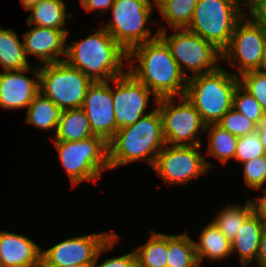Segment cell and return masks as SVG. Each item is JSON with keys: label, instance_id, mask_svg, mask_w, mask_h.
<instances>
[{"label": "cell", "instance_id": "cell-1", "mask_svg": "<svg viewBox=\"0 0 266 267\" xmlns=\"http://www.w3.org/2000/svg\"><path fill=\"white\" fill-rule=\"evenodd\" d=\"M127 71L158 99L185 95L187 78L159 36L128 52Z\"/></svg>", "mask_w": 266, "mask_h": 267}, {"label": "cell", "instance_id": "cell-2", "mask_svg": "<svg viewBox=\"0 0 266 267\" xmlns=\"http://www.w3.org/2000/svg\"><path fill=\"white\" fill-rule=\"evenodd\" d=\"M64 61L92 81H109L127 72L128 52L99 27L86 38L66 43Z\"/></svg>", "mask_w": 266, "mask_h": 267}, {"label": "cell", "instance_id": "cell-3", "mask_svg": "<svg viewBox=\"0 0 266 267\" xmlns=\"http://www.w3.org/2000/svg\"><path fill=\"white\" fill-rule=\"evenodd\" d=\"M165 145L162 118L155 104L150 113L134 124L118 129L108 142L110 169L135 161H144L153 168L158 153Z\"/></svg>", "mask_w": 266, "mask_h": 267}, {"label": "cell", "instance_id": "cell-4", "mask_svg": "<svg viewBox=\"0 0 266 267\" xmlns=\"http://www.w3.org/2000/svg\"><path fill=\"white\" fill-rule=\"evenodd\" d=\"M239 78L220 65L216 70L187 79L185 97L194 105L206 125L217 124L232 108Z\"/></svg>", "mask_w": 266, "mask_h": 267}, {"label": "cell", "instance_id": "cell-5", "mask_svg": "<svg viewBox=\"0 0 266 267\" xmlns=\"http://www.w3.org/2000/svg\"><path fill=\"white\" fill-rule=\"evenodd\" d=\"M53 145L72 187L100 181L102 173L110 170L108 142L98 135L74 142L53 141Z\"/></svg>", "mask_w": 266, "mask_h": 267}, {"label": "cell", "instance_id": "cell-6", "mask_svg": "<svg viewBox=\"0 0 266 267\" xmlns=\"http://www.w3.org/2000/svg\"><path fill=\"white\" fill-rule=\"evenodd\" d=\"M156 10L155 0H114L111 17L101 26L127 52L134 47L159 36V31L150 30V17Z\"/></svg>", "mask_w": 266, "mask_h": 267}, {"label": "cell", "instance_id": "cell-7", "mask_svg": "<svg viewBox=\"0 0 266 267\" xmlns=\"http://www.w3.org/2000/svg\"><path fill=\"white\" fill-rule=\"evenodd\" d=\"M244 7L245 0H198L186 29L222 52L229 45L236 24L246 15Z\"/></svg>", "mask_w": 266, "mask_h": 267}, {"label": "cell", "instance_id": "cell-8", "mask_svg": "<svg viewBox=\"0 0 266 267\" xmlns=\"http://www.w3.org/2000/svg\"><path fill=\"white\" fill-rule=\"evenodd\" d=\"M169 30L174 33L169 35ZM169 30L159 31V37L167 44L172 57L187 79L212 72L222 65V52L212 43L186 28ZM188 70L193 74L188 75Z\"/></svg>", "mask_w": 266, "mask_h": 267}, {"label": "cell", "instance_id": "cell-9", "mask_svg": "<svg viewBox=\"0 0 266 267\" xmlns=\"http://www.w3.org/2000/svg\"><path fill=\"white\" fill-rule=\"evenodd\" d=\"M92 82L86 74L65 61L39 66V90L61 110L82 108Z\"/></svg>", "mask_w": 266, "mask_h": 267}, {"label": "cell", "instance_id": "cell-10", "mask_svg": "<svg viewBox=\"0 0 266 267\" xmlns=\"http://www.w3.org/2000/svg\"><path fill=\"white\" fill-rule=\"evenodd\" d=\"M156 107L162 118L166 145H203L200 135L206 124L185 96L159 98Z\"/></svg>", "mask_w": 266, "mask_h": 267}, {"label": "cell", "instance_id": "cell-11", "mask_svg": "<svg viewBox=\"0 0 266 267\" xmlns=\"http://www.w3.org/2000/svg\"><path fill=\"white\" fill-rule=\"evenodd\" d=\"M203 145H165L158 153L153 170L169 186L187 185L207 175L214 166L201 151Z\"/></svg>", "mask_w": 266, "mask_h": 267}, {"label": "cell", "instance_id": "cell-12", "mask_svg": "<svg viewBox=\"0 0 266 267\" xmlns=\"http://www.w3.org/2000/svg\"><path fill=\"white\" fill-rule=\"evenodd\" d=\"M222 62L228 70H236L230 72L237 77L263 69V28L245 15L236 24L229 45L222 51Z\"/></svg>", "mask_w": 266, "mask_h": 267}, {"label": "cell", "instance_id": "cell-13", "mask_svg": "<svg viewBox=\"0 0 266 267\" xmlns=\"http://www.w3.org/2000/svg\"><path fill=\"white\" fill-rule=\"evenodd\" d=\"M115 233V230L112 229L109 231L105 230L102 232L72 236L55 243L48 249L42 248L41 267L91 265L100 248Z\"/></svg>", "mask_w": 266, "mask_h": 267}, {"label": "cell", "instance_id": "cell-14", "mask_svg": "<svg viewBox=\"0 0 266 267\" xmlns=\"http://www.w3.org/2000/svg\"><path fill=\"white\" fill-rule=\"evenodd\" d=\"M111 82V85L113 84L112 99L117 130L134 124L142 116L150 113L152 110L148 109V105L152 98L155 102L154 105L158 102L157 96L128 71L113 78Z\"/></svg>", "mask_w": 266, "mask_h": 267}, {"label": "cell", "instance_id": "cell-15", "mask_svg": "<svg viewBox=\"0 0 266 267\" xmlns=\"http://www.w3.org/2000/svg\"><path fill=\"white\" fill-rule=\"evenodd\" d=\"M110 84L111 80L93 81L86 91L82 106L93 134L104 138L107 142L117 131Z\"/></svg>", "mask_w": 266, "mask_h": 267}, {"label": "cell", "instance_id": "cell-16", "mask_svg": "<svg viewBox=\"0 0 266 267\" xmlns=\"http://www.w3.org/2000/svg\"><path fill=\"white\" fill-rule=\"evenodd\" d=\"M28 73L34 77L29 78ZM39 92V65L18 71H0L1 109H26Z\"/></svg>", "mask_w": 266, "mask_h": 267}, {"label": "cell", "instance_id": "cell-17", "mask_svg": "<svg viewBox=\"0 0 266 267\" xmlns=\"http://www.w3.org/2000/svg\"><path fill=\"white\" fill-rule=\"evenodd\" d=\"M26 24L30 29L23 32L22 41L27 58L28 55L36 57L39 66L64 61L70 30L39 27L27 22Z\"/></svg>", "mask_w": 266, "mask_h": 267}, {"label": "cell", "instance_id": "cell-18", "mask_svg": "<svg viewBox=\"0 0 266 267\" xmlns=\"http://www.w3.org/2000/svg\"><path fill=\"white\" fill-rule=\"evenodd\" d=\"M42 248L24 234L0 231V267H41Z\"/></svg>", "mask_w": 266, "mask_h": 267}, {"label": "cell", "instance_id": "cell-19", "mask_svg": "<svg viewBox=\"0 0 266 267\" xmlns=\"http://www.w3.org/2000/svg\"><path fill=\"white\" fill-rule=\"evenodd\" d=\"M264 224L252 213L243 223L231 243V254L238 253L241 267H248L257 259L261 233Z\"/></svg>", "mask_w": 266, "mask_h": 267}, {"label": "cell", "instance_id": "cell-20", "mask_svg": "<svg viewBox=\"0 0 266 267\" xmlns=\"http://www.w3.org/2000/svg\"><path fill=\"white\" fill-rule=\"evenodd\" d=\"M195 243L196 256L200 267L203 260L219 262L230 257L231 242L221 233L212 221L205 225Z\"/></svg>", "mask_w": 266, "mask_h": 267}, {"label": "cell", "instance_id": "cell-21", "mask_svg": "<svg viewBox=\"0 0 266 267\" xmlns=\"http://www.w3.org/2000/svg\"><path fill=\"white\" fill-rule=\"evenodd\" d=\"M28 11H30L26 18L28 24L58 30H69L64 27L67 26V18L73 17V14L67 11L63 0H42Z\"/></svg>", "mask_w": 266, "mask_h": 267}, {"label": "cell", "instance_id": "cell-22", "mask_svg": "<svg viewBox=\"0 0 266 267\" xmlns=\"http://www.w3.org/2000/svg\"><path fill=\"white\" fill-rule=\"evenodd\" d=\"M89 120L82 108L61 110L52 141H80L92 137Z\"/></svg>", "mask_w": 266, "mask_h": 267}, {"label": "cell", "instance_id": "cell-23", "mask_svg": "<svg viewBox=\"0 0 266 267\" xmlns=\"http://www.w3.org/2000/svg\"><path fill=\"white\" fill-rule=\"evenodd\" d=\"M0 66L2 71H18L31 67L19 35L11 28H2L1 24Z\"/></svg>", "mask_w": 266, "mask_h": 267}, {"label": "cell", "instance_id": "cell-24", "mask_svg": "<svg viewBox=\"0 0 266 267\" xmlns=\"http://www.w3.org/2000/svg\"><path fill=\"white\" fill-rule=\"evenodd\" d=\"M156 9L165 20V26H159L158 31L168 29H184L192 21L198 0H155Z\"/></svg>", "mask_w": 266, "mask_h": 267}, {"label": "cell", "instance_id": "cell-25", "mask_svg": "<svg viewBox=\"0 0 266 267\" xmlns=\"http://www.w3.org/2000/svg\"><path fill=\"white\" fill-rule=\"evenodd\" d=\"M61 109L39 92L26 110L25 122L40 131H54L55 135Z\"/></svg>", "mask_w": 266, "mask_h": 267}, {"label": "cell", "instance_id": "cell-26", "mask_svg": "<svg viewBox=\"0 0 266 267\" xmlns=\"http://www.w3.org/2000/svg\"><path fill=\"white\" fill-rule=\"evenodd\" d=\"M241 204V205H240ZM231 203L225 205L211 218L213 224L232 243L245 220L253 213L249 199L244 204Z\"/></svg>", "mask_w": 266, "mask_h": 267}, {"label": "cell", "instance_id": "cell-27", "mask_svg": "<svg viewBox=\"0 0 266 267\" xmlns=\"http://www.w3.org/2000/svg\"><path fill=\"white\" fill-rule=\"evenodd\" d=\"M166 267H200L194 239L185 231L183 233H167Z\"/></svg>", "mask_w": 266, "mask_h": 267}, {"label": "cell", "instance_id": "cell-28", "mask_svg": "<svg viewBox=\"0 0 266 267\" xmlns=\"http://www.w3.org/2000/svg\"><path fill=\"white\" fill-rule=\"evenodd\" d=\"M205 133L208 137L207 153H204L205 155L215 157L222 165H227L231 159L234 161L239 137L231 134L218 124L206 125Z\"/></svg>", "mask_w": 266, "mask_h": 267}, {"label": "cell", "instance_id": "cell-29", "mask_svg": "<svg viewBox=\"0 0 266 267\" xmlns=\"http://www.w3.org/2000/svg\"><path fill=\"white\" fill-rule=\"evenodd\" d=\"M137 267H166L167 233L151 231L143 245L134 248Z\"/></svg>", "mask_w": 266, "mask_h": 267}, {"label": "cell", "instance_id": "cell-30", "mask_svg": "<svg viewBox=\"0 0 266 267\" xmlns=\"http://www.w3.org/2000/svg\"><path fill=\"white\" fill-rule=\"evenodd\" d=\"M232 108L242 113L257 126L266 121L260 103L240 85L234 91Z\"/></svg>", "mask_w": 266, "mask_h": 267}, {"label": "cell", "instance_id": "cell-31", "mask_svg": "<svg viewBox=\"0 0 266 267\" xmlns=\"http://www.w3.org/2000/svg\"><path fill=\"white\" fill-rule=\"evenodd\" d=\"M238 78L239 85L260 103L266 116V69L249 71Z\"/></svg>", "mask_w": 266, "mask_h": 267}, {"label": "cell", "instance_id": "cell-32", "mask_svg": "<svg viewBox=\"0 0 266 267\" xmlns=\"http://www.w3.org/2000/svg\"><path fill=\"white\" fill-rule=\"evenodd\" d=\"M120 235L117 232L100 248L97 253V256L94 262L91 264L90 267H137L136 265V254L134 249L126 254H121L117 257H109L106 258L102 263L98 261L100 256H102L103 252H109L114 249L115 245L118 244L120 241Z\"/></svg>", "mask_w": 266, "mask_h": 267}, {"label": "cell", "instance_id": "cell-33", "mask_svg": "<svg viewBox=\"0 0 266 267\" xmlns=\"http://www.w3.org/2000/svg\"><path fill=\"white\" fill-rule=\"evenodd\" d=\"M264 152L265 149L256 130L238 138L234 161L241 164L254 158L263 157Z\"/></svg>", "mask_w": 266, "mask_h": 267}, {"label": "cell", "instance_id": "cell-34", "mask_svg": "<svg viewBox=\"0 0 266 267\" xmlns=\"http://www.w3.org/2000/svg\"><path fill=\"white\" fill-rule=\"evenodd\" d=\"M231 134L241 137L257 130V125L234 108L229 109L217 123Z\"/></svg>", "mask_w": 266, "mask_h": 267}, {"label": "cell", "instance_id": "cell-35", "mask_svg": "<svg viewBox=\"0 0 266 267\" xmlns=\"http://www.w3.org/2000/svg\"><path fill=\"white\" fill-rule=\"evenodd\" d=\"M240 166L243 167V181L249 189L253 188L258 191L266 187V160L264 157L254 158L241 163Z\"/></svg>", "mask_w": 266, "mask_h": 267}, {"label": "cell", "instance_id": "cell-36", "mask_svg": "<svg viewBox=\"0 0 266 267\" xmlns=\"http://www.w3.org/2000/svg\"><path fill=\"white\" fill-rule=\"evenodd\" d=\"M245 9L252 21L266 29V0H245Z\"/></svg>", "mask_w": 266, "mask_h": 267}, {"label": "cell", "instance_id": "cell-37", "mask_svg": "<svg viewBox=\"0 0 266 267\" xmlns=\"http://www.w3.org/2000/svg\"><path fill=\"white\" fill-rule=\"evenodd\" d=\"M82 8L87 12L101 11V15H106L112 7L114 0H79Z\"/></svg>", "mask_w": 266, "mask_h": 267}, {"label": "cell", "instance_id": "cell-38", "mask_svg": "<svg viewBox=\"0 0 266 267\" xmlns=\"http://www.w3.org/2000/svg\"><path fill=\"white\" fill-rule=\"evenodd\" d=\"M259 191L262 192V195L256 196L255 199H248L251 202L253 213L266 225V187Z\"/></svg>", "mask_w": 266, "mask_h": 267}, {"label": "cell", "instance_id": "cell-39", "mask_svg": "<svg viewBox=\"0 0 266 267\" xmlns=\"http://www.w3.org/2000/svg\"><path fill=\"white\" fill-rule=\"evenodd\" d=\"M255 263L259 267H266V225L261 233L257 259Z\"/></svg>", "mask_w": 266, "mask_h": 267}, {"label": "cell", "instance_id": "cell-40", "mask_svg": "<svg viewBox=\"0 0 266 267\" xmlns=\"http://www.w3.org/2000/svg\"><path fill=\"white\" fill-rule=\"evenodd\" d=\"M257 132L264 149L266 150V121L257 126Z\"/></svg>", "mask_w": 266, "mask_h": 267}, {"label": "cell", "instance_id": "cell-41", "mask_svg": "<svg viewBox=\"0 0 266 267\" xmlns=\"http://www.w3.org/2000/svg\"><path fill=\"white\" fill-rule=\"evenodd\" d=\"M42 0H20L21 6L27 11L30 9L32 6L37 5L40 3Z\"/></svg>", "mask_w": 266, "mask_h": 267}, {"label": "cell", "instance_id": "cell-42", "mask_svg": "<svg viewBox=\"0 0 266 267\" xmlns=\"http://www.w3.org/2000/svg\"><path fill=\"white\" fill-rule=\"evenodd\" d=\"M263 69H266V29H263Z\"/></svg>", "mask_w": 266, "mask_h": 267}, {"label": "cell", "instance_id": "cell-43", "mask_svg": "<svg viewBox=\"0 0 266 267\" xmlns=\"http://www.w3.org/2000/svg\"><path fill=\"white\" fill-rule=\"evenodd\" d=\"M91 265H72L70 267H90Z\"/></svg>", "mask_w": 266, "mask_h": 267}, {"label": "cell", "instance_id": "cell-44", "mask_svg": "<svg viewBox=\"0 0 266 267\" xmlns=\"http://www.w3.org/2000/svg\"><path fill=\"white\" fill-rule=\"evenodd\" d=\"M264 159L266 160V150L264 152V155H263Z\"/></svg>", "mask_w": 266, "mask_h": 267}]
</instances>
